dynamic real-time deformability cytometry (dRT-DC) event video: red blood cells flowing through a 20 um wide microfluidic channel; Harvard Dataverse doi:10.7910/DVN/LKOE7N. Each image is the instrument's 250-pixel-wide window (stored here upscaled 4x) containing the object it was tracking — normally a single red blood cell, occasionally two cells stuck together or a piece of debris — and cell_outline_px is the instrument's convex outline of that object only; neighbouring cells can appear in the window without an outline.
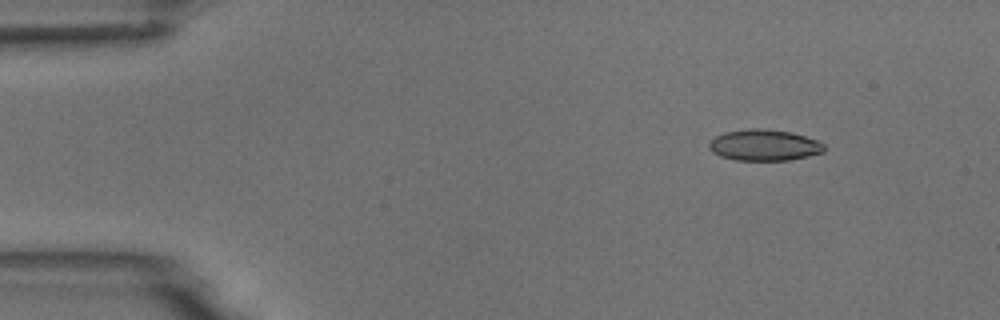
{"species": "common noctule bat (a hibernating species)", "species_latin": "Nyctalus noctula", "temperature_condition": "room temperature", "stored_images_in_passage": 6, "camera_frame_rate_fps": 3000, "um_per_image_px": 0.085, "animal": {"sex": "male", "body_mass_g": 18.8}, "frame": {"image": 1, "passage_image": 2, "time_ms": 1.0, "image_size_px": [1000, 320], "cell_outline_px": [[824, 152], [808, 156], [788, 160], [736, 160], [720, 156], [712, 152], [708, 148], [708, 144], [716, 136], [724, 132], [748, 128], [764, 128], [792, 132], [816, 140], [824, 144]], "centroid_in_image_um": [64.94, 12.33], "position_along_channel_um": 20.1, "area_um2": 20.98}}
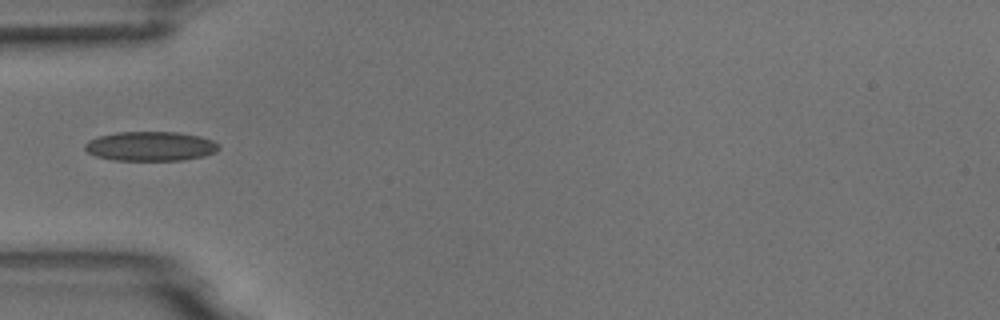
{"frame": {"image": 2, "passage_image": 5, "time_ms": 4.667, "image_size_px": [1000, 320], "cell_outline_px": [[220, 148], [216, 152], [204, 156], [184, 160], [112, 160], [96, 156], [88, 152], [84, 148], [84, 144], [88, 140], [100, 136], [116, 132], [176, 132], [200, 136], [212, 140], [220, 144]], "centroid_in_image_um": [12.81, 12.43], "position_along_channel_um": 72.2, "area_um2": 23.06}}